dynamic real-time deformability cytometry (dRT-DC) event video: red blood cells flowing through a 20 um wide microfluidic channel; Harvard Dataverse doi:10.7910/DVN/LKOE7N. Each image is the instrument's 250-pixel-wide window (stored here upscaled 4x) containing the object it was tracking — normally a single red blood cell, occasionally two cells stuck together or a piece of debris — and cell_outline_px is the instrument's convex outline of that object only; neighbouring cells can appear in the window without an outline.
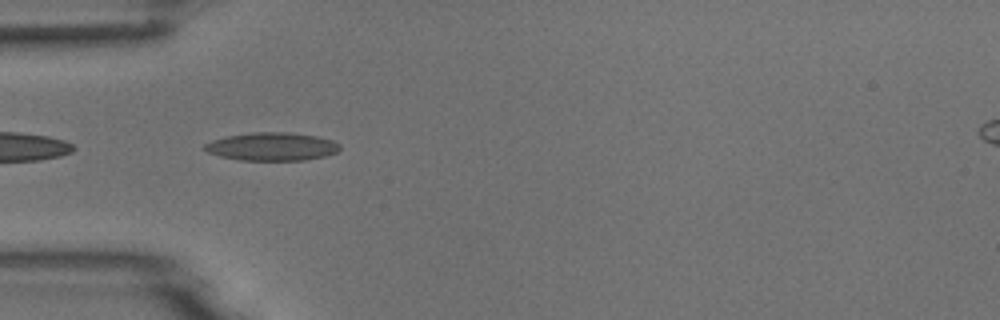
{"species": "common noctule bat (a hibernating species)", "species_latin": "Nyctalus noctula", "temperature_condition": "room temperature", "stored_images_in_passage": 7, "camera_frame_rate_fps": 3000, "um_per_image_px": 0.085, "animal": {"sex": "male", "body_mass_g": 18.8}, "frame": {"image": 1, "passage_image": 5, "time_ms": 4.333, "image_size_px": [1000, 320], "cell_outline_px": [[340, 148], [336, 152], [324, 156], [304, 160], [240, 160], [220, 156], [208, 152], [204, 148], [204, 144], [212, 140], [228, 136], [252, 132], [288, 132], [316, 136], [332, 140], [340, 144]], "centroid_in_image_um": [23.11, 12.45], "position_along_channel_um": 61.9, "area_um2": 22.02}}
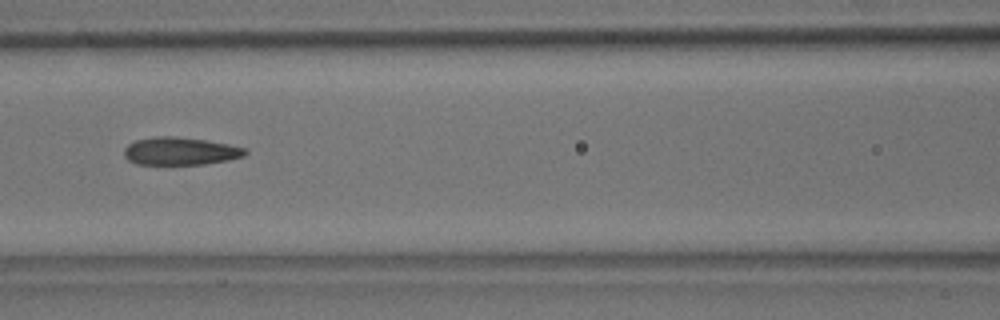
{"frame": {"image": 2, "passage_image": 7, "time_ms": 6.667, "image_size_px": [1000, 320], "cell_outline_px": [[248, 152], [244, 156], [228, 160], [204, 164], [136, 164], [128, 160], [124, 156], [124, 148], [128, 144], [136, 140], [152, 136], [176, 136], [204, 140], [228, 144], [244, 148]], "centroid_in_image_um": [15.29, 12.84], "position_along_channel_um": 151.3, "area_um2": 19.59}}